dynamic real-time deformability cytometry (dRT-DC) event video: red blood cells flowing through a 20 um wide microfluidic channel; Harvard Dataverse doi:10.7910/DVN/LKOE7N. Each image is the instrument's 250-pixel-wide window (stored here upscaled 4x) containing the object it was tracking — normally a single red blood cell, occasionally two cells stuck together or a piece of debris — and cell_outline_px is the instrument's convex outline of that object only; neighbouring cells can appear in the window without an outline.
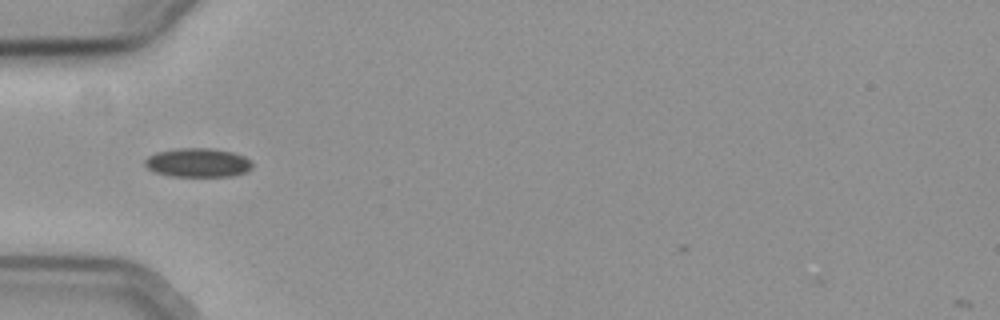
{"species": "common noctule bat (a hibernating species)", "species_latin": "Nyctalus noctula", "temperature_condition": "cold", "stored_images_in_passage": 38, "camera_frame_rate_fps": 3000, "um_per_image_px": 0.085, "animal": {"sex": "female", "body_mass_g": 19.3, "forearm_length_mm": 54.1}, "frame": {"image": 1, "passage_image": 3, "time_ms": 0.667, "image_size_px": [1000, 320], "cell_outline_px": [[252, 168], [248, 172], [232, 176], [168, 176], [152, 172], [144, 164], [144, 160], [148, 156], [156, 152], [180, 148], [212, 148], [232, 152], [244, 156], [252, 160]], "centroid_in_image_um": [16.82, 13.83], "position_along_channel_um": 68.2, "area_um2": 18.38}}
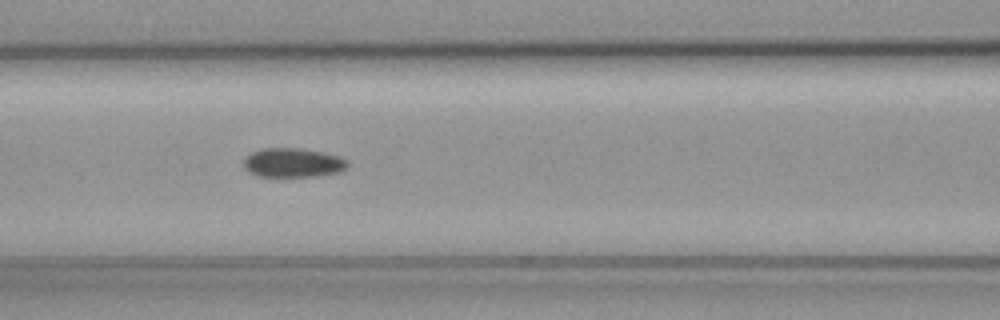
{"frame": {"image": 2, "passage_image": 9, "time_ms": 2.667, "image_size_px": [1000, 320], "cell_outline_px": [[348, 164], [340, 172], [312, 176], [260, 176], [248, 172], [244, 168], [244, 160], [252, 152], [260, 148], [300, 148], [324, 152], [340, 156], [348, 160]], "centroid_in_image_um": [24.9, 13.82], "position_along_channel_um": 141.7, "area_um2": 17.63}}
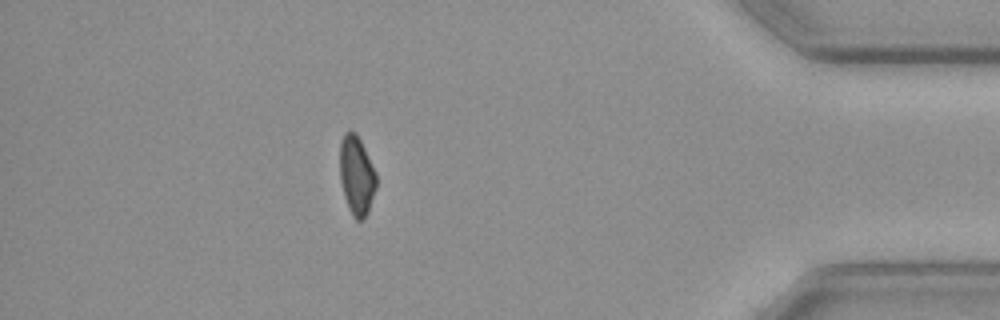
{"frame": {"image": 3, "passage_image": 34, "time_ms": 11.0, "image_size_px": [1000, 320], "cell_outline_px": [[376, 188], [368, 212], [360, 220], [356, 220], [352, 216], [348, 208], [344, 196], [340, 180], [340, 144], [344, 132], [356, 132], [376, 172]], "centroid_in_image_um": [30.3, 14.92], "position_along_channel_um": 404.9, "area_um2": 16.7}}